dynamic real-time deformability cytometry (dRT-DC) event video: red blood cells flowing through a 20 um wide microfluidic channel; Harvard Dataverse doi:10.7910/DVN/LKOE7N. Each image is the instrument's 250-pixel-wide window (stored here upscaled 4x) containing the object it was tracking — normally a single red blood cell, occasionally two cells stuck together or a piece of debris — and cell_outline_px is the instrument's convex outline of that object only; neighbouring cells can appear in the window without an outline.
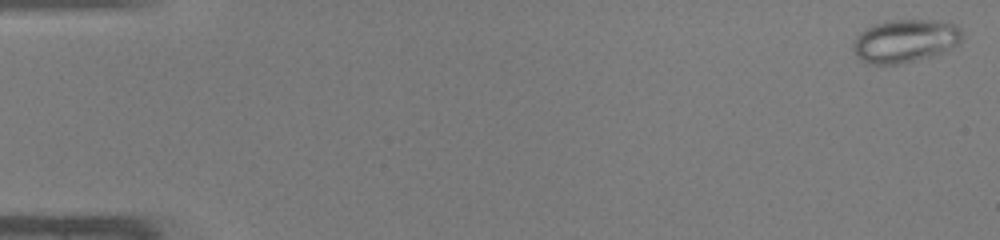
{"species": "common noctule bat (a hibernating species)", "species_latin": "Nyctalus noctula", "temperature_condition": "warm", "stored_images_in_passage": 47, "camera_frame_rate_fps": 3000, "um_per_image_px": 0.085, "animal": {"sex": "male", "body_mass_g": 19.0, "forearm_length_mm": 50.8}, "frame": {"image": 1, "passage_image": 1, "time_ms": 0.0, "image_size_px": [1000, 240], "cell_outline_px": [[960, 44], [932, 56], [896, 64], [872, 64], [856, 56], [852, 48], [852, 40], [860, 32], [876, 24], [888, 20], [932, 20], [956, 24], [960, 28]], "centroid_in_image_um": [76.91, 3.47], "position_along_channel_um": 8.1, "area_um2": 27.11}}
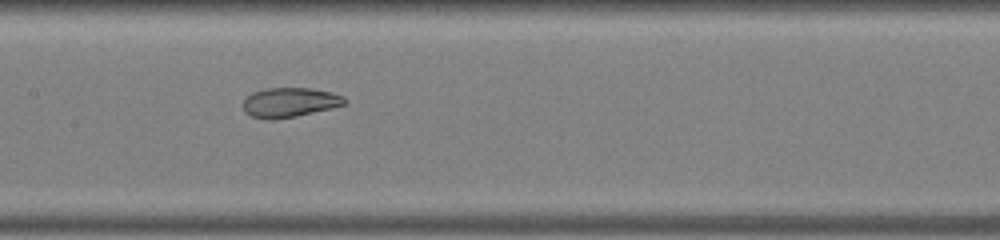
{"frame": {"image": 2, "passage_image": 24, "time_ms": 7.667, "image_size_px": [1000, 240], "cell_outline_px": [[348, 100], [344, 104], [332, 108], [296, 116], [272, 120], [264, 120], [252, 116], [244, 112], [244, 100], [252, 92], [264, 88], [312, 88], [332, 92], [344, 96]], "centroid_in_image_um": [24.63, 8.7], "position_along_channel_um": 182.8, "area_um2": 17.63}}
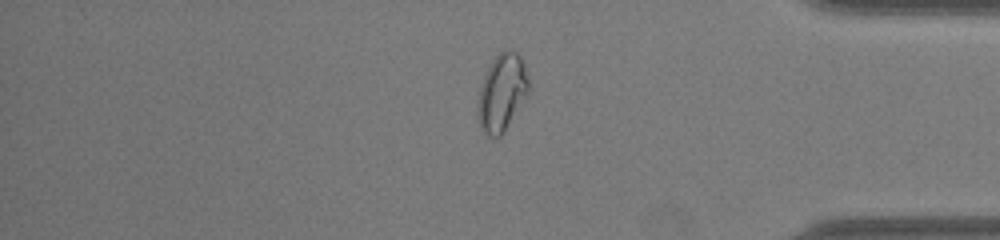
{"frame": {"image": 3, "passage_image": 40, "time_ms": 13.0, "image_size_px": [1000, 240], "cell_outline_px": [[528, 92], [504, 132], [500, 136], [488, 136], [484, 132], [480, 124], [476, 112], [476, 100], [484, 76], [492, 60], [504, 48], [512, 48], [520, 56], [524, 64], [528, 80]], "centroid_in_image_um": [42.63, 7.84], "position_along_channel_um": 392.6, "area_um2": 22.77}, "authors_computed_cell_mechanics": {"area_um2": 24.1026, "velocity_mm_per_s": 4.3092, "shape_relaxation_time_tau1_ms": null, "shape_relaxation_time_tau2_ms": 0.8404, "deformation_change_tau1": null, "deformation_change_tau2": 0.0571}}